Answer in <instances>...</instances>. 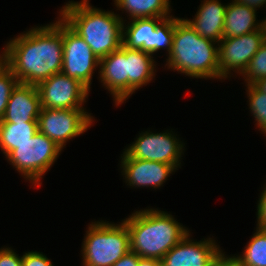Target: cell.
Wrapping results in <instances>:
<instances>
[{
  "instance_id": "6da1fadb",
  "label": "cell",
  "mask_w": 266,
  "mask_h": 266,
  "mask_svg": "<svg viewBox=\"0 0 266 266\" xmlns=\"http://www.w3.org/2000/svg\"><path fill=\"white\" fill-rule=\"evenodd\" d=\"M63 20L31 29L10 40L4 64L19 83L37 85L62 70Z\"/></svg>"
},
{
  "instance_id": "7a4b0ae2",
  "label": "cell",
  "mask_w": 266,
  "mask_h": 266,
  "mask_svg": "<svg viewBox=\"0 0 266 266\" xmlns=\"http://www.w3.org/2000/svg\"><path fill=\"white\" fill-rule=\"evenodd\" d=\"M62 9V20L84 39L99 59L123 44L124 22L114 12L92 8L88 0L71 1Z\"/></svg>"
},
{
  "instance_id": "3957f363",
  "label": "cell",
  "mask_w": 266,
  "mask_h": 266,
  "mask_svg": "<svg viewBox=\"0 0 266 266\" xmlns=\"http://www.w3.org/2000/svg\"><path fill=\"white\" fill-rule=\"evenodd\" d=\"M123 222L129 232L130 251L143 258L161 260L189 233L172 215L155 209L136 211Z\"/></svg>"
},
{
  "instance_id": "277c9868",
  "label": "cell",
  "mask_w": 266,
  "mask_h": 266,
  "mask_svg": "<svg viewBox=\"0 0 266 266\" xmlns=\"http://www.w3.org/2000/svg\"><path fill=\"white\" fill-rule=\"evenodd\" d=\"M200 36L189 24L175 18L168 68L195 78H222L219 74L218 47Z\"/></svg>"
},
{
  "instance_id": "5b68a950",
  "label": "cell",
  "mask_w": 266,
  "mask_h": 266,
  "mask_svg": "<svg viewBox=\"0 0 266 266\" xmlns=\"http://www.w3.org/2000/svg\"><path fill=\"white\" fill-rule=\"evenodd\" d=\"M82 248L83 266H112L130 251L126 224L92 222Z\"/></svg>"
},
{
  "instance_id": "8992f818",
  "label": "cell",
  "mask_w": 266,
  "mask_h": 266,
  "mask_svg": "<svg viewBox=\"0 0 266 266\" xmlns=\"http://www.w3.org/2000/svg\"><path fill=\"white\" fill-rule=\"evenodd\" d=\"M61 150L54 141L38 131L33 138L17 145L7 158L18 172L40 186L41 176L52 166Z\"/></svg>"
},
{
  "instance_id": "52a82bcc",
  "label": "cell",
  "mask_w": 266,
  "mask_h": 266,
  "mask_svg": "<svg viewBox=\"0 0 266 266\" xmlns=\"http://www.w3.org/2000/svg\"><path fill=\"white\" fill-rule=\"evenodd\" d=\"M175 28V18L133 19L123 27V45L130 49H141L151 55L166 47L170 53ZM126 31V32H125Z\"/></svg>"
},
{
  "instance_id": "ba28073f",
  "label": "cell",
  "mask_w": 266,
  "mask_h": 266,
  "mask_svg": "<svg viewBox=\"0 0 266 266\" xmlns=\"http://www.w3.org/2000/svg\"><path fill=\"white\" fill-rule=\"evenodd\" d=\"M92 118L84 109L41 108L37 119L38 131L62 149L66 141L84 133L90 127Z\"/></svg>"
},
{
  "instance_id": "9c48e42d",
  "label": "cell",
  "mask_w": 266,
  "mask_h": 266,
  "mask_svg": "<svg viewBox=\"0 0 266 266\" xmlns=\"http://www.w3.org/2000/svg\"><path fill=\"white\" fill-rule=\"evenodd\" d=\"M41 108L82 109L89 89L78 79L59 72L36 85Z\"/></svg>"
},
{
  "instance_id": "30bf717a",
  "label": "cell",
  "mask_w": 266,
  "mask_h": 266,
  "mask_svg": "<svg viewBox=\"0 0 266 266\" xmlns=\"http://www.w3.org/2000/svg\"><path fill=\"white\" fill-rule=\"evenodd\" d=\"M100 59L89 45L63 21V62L61 72L78 79L88 89Z\"/></svg>"
},
{
  "instance_id": "8fae6325",
  "label": "cell",
  "mask_w": 266,
  "mask_h": 266,
  "mask_svg": "<svg viewBox=\"0 0 266 266\" xmlns=\"http://www.w3.org/2000/svg\"><path fill=\"white\" fill-rule=\"evenodd\" d=\"M265 39V25L259 30L242 36L223 38L218 45L220 76L227 78L229 71L233 69L242 74Z\"/></svg>"
},
{
  "instance_id": "7c38bea8",
  "label": "cell",
  "mask_w": 266,
  "mask_h": 266,
  "mask_svg": "<svg viewBox=\"0 0 266 266\" xmlns=\"http://www.w3.org/2000/svg\"><path fill=\"white\" fill-rule=\"evenodd\" d=\"M171 133L140 134L125 152L132 158L179 166L183 145Z\"/></svg>"
},
{
  "instance_id": "4fadbf2b",
  "label": "cell",
  "mask_w": 266,
  "mask_h": 266,
  "mask_svg": "<svg viewBox=\"0 0 266 266\" xmlns=\"http://www.w3.org/2000/svg\"><path fill=\"white\" fill-rule=\"evenodd\" d=\"M189 233L160 260L161 266H214L223 256L219 247L209 240L192 242Z\"/></svg>"
},
{
  "instance_id": "5bb4252c",
  "label": "cell",
  "mask_w": 266,
  "mask_h": 266,
  "mask_svg": "<svg viewBox=\"0 0 266 266\" xmlns=\"http://www.w3.org/2000/svg\"><path fill=\"white\" fill-rule=\"evenodd\" d=\"M121 158L123 175L130 186L160 187L176 169L171 164L132 158L125 151Z\"/></svg>"
},
{
  "instance_id": "9a60e30c",
  "label": "cell",
  "mask_w": 266,
  "mask_h": 266,
  "mask_svg": "<svg viewBox=\"0 0 266 266\" xmlns=\"http://www.w3.org/2000/svg\"><path fill=\"white\" fill-rule=\"evenodd\" d=\"M41 110L36 85L18 83L12 90L0 122H37Z\"/></svg>"
},
{
  "instance_id": "2e32d148",
  "label": "cell",
  "mask_w": 266,
  "mask_h": 266,
  "mask_svg": "<svg viewBox=\"0 0 266 266\" xmlns=\"http://www.w3.org/2000/svg\"><path fill=\"white\" fill-rule=\"evenodd\" d=\"M100 78L119 105L127 99V47L121 45L116 51L100 59Z\"/></svg>"
},
{
  "instance_id": "e0dca14e",
  "label": "cell",
  "mask_w": 266,
  "mask_h": 266,
  "mask_svg": "<svg viewBox=\"0 0 266 266\" xmlns=\"http://www.w3.org/2000/svg\"><path fill=\"white\" fill-rule=\"evenodd\" d=\"M226 5L218 0H204L195 19H184L200 36L219 43L223 39Z\"/></svg>"
},
{
  "instance_id": "ac0fdd59",
  "label": "cell",
  "mask_w": 266,
  "mask_h": 266,
  "mask_svg": "<svg viewBox=\"0 0 266 266\" xmlns=\"http://www.w3.org/2000/svg\"><path fill=\"white\" fill-rule=\"evenodd\" d=\"M264 26V21L256 23V10L236 1L226 5L223 38H232L254 32Z\"/></svg>"
},
{
  "instance_id": "d6986e66",
  "label": "cell",
  "mask_w": 266,
  "mask_h": 266,
  "mask_svg": "<svg viewBox=\"0 0 266 266\" xmlns=\"http://www.w3.org/2000/svg\"><path fill=\"white\" fill-rule=\"evenodd\" d=\"M152 55L141 49L127 48V99L130 94L147 84L154 76Z\"/></svg>"
},
{
  "instance_id": "ffe728a7",
  "label": "cell",
  "mask_w": 266,
  "mask_h": 266,
  "mask_svg": "<svg viewBox=\"0 0 266 266\" xmlns=\"http://www.w3.org/2000/svg\"><path fill=\"white\" fill-rule=\"evenodd\" d=\"M37 132V122H0V148L7 157L17 145L27 142Z\"/></svg>"
},
{
  "instance_id": "44dd1931",
  "label": "cell",
  "mask_w": 266,
  "mask_h": 266,
  "mask_svg": "<svg viewBox=\"0 0 266 266\" xmlns=\"http://www.w3.org/2000/svg\"><path fill=\"white\" fill-rule=\"evenodd\" d=\"M115 4L129 12L132 19L170 17L169 0H115Z\"/></svg>"
},
{
  "instance_id": "7402d4cb",
  "label": "cell",
  "mask_w": 266,
  "mask_h": 266,
  "mask_svg": "<svg viewBox=\"0 0 266 266\" xmlns=\"http://www.w3.org/2000/svg\"><path fill=\"white\" fill-rule=\"evenodd\" d=\"M256 231L243 255L231 257L239 266H266V230L257 227Z\"/></svg>"
},
{
  "instance_id": "603a6c76",
  "label": "cell",
  "mask_w": 266,
  "mask_h": 266,
  "mask_svg": "<svg viewBox=\"0 0 266 266\" xmlns=\"http://www.w3.org/2000/svg\"><path fill=\"white\" fill-rule=\"evenodd\" d=\"M242 74L246 78L247 85H254L260 79L266 77V39L251 58Z\"/></svg>"
},
{
  "instance_id": "cb8c5ba5",
  "label": "cell",
  "mask_w": 266,
  "mask_h": 266,
  "mask_svg": "<svg viewBox=\"0 0 266 266\" xmlns=\"http://www.w3.org/2000/svg\"><path fill=\"white\" fill-rule=\"evenodd\" d=\"M250 109L257 121L258 127L266 134V93L255 85H247Z\"/></svg>"
},
{
  "instance_id": "d4e9b609",
  "label": "cell",
  "mask_w": 266,
  "mask_h": 266,
  "mask_svg": "<svg viewBox=\"0 0 266 266\" xmlns=\"http://www.w3.org/2000/svg\"><path fill=\"white\" fill-rule=\"evenodd\" d=\"M18 83L13 72L3 64L0 68V120L4 116L11 92Z\"/></svg>"
},
{
  "instance_id": "484cf974",
  "label": "cell",
  "mask_w": 266,
  "mask_h": 266,
  "mask_svg": "<svg viewBox=\"0 0 266 266\" xmlns=\"http://www.w3.org/2000/svg\"><path fill=\"white\" fill-rule=\"evenodd\" d=\"M22 266H53L51 261L39 252H27L23 255Z\"/></svg>"
},
{
  "instance_id": "4316f807",
  "label": "cell",
  "mask_w": 266,
  "mask_h": 266,
  "mask_svg": "<svg viewBox=\"0 0 266 266\" xmlns=\"http://www.w3.org/2000/svg\"><path fill=\"white\" fill-rule=\"evenodd\" d=\"M22 259L10 248L0 250V266H22Z\"/></svg>"
},
{
  "instance_id": "83f0119b",
  "label": "cell",
  "mask_w": 266,
  "mask_h": 266,
  "mask_svg": "<svg viewBox=\"0 0 266 266\" xmlns=\"http://www.w3.org/2000/svg\"><path fill=\"white\" fill-rule=\"evenodd\" d=\"M257 217L258 224L257 226L260 229L266 230V187L264 188L257 207Z\"/></svg>"
},
{
  "instance_id": "f1b7e54d",
  "label": "cell",
  "mask_w": 266,
  "mask_h": 266,
  "mask_svg": "<svg viewBox=\"0 0 266 266\" xmlns=\"http://www.w3.org/2000/svg\"><path fill=\"white\" fill-rule=\"evenodd\" d=\"M139 258L140 257L136 253L129 251L112 266H137Z\"/></svg>"
},
{
  "instance_id": "f546056e",
  "label": "cell",
  "mask_w": 266,
  "mask_h": 266,
  "mask_svg": "<svg viewBox=\"0 0 266 266\" xmlns=\"http://www.w3.org/2000/svg\"><path fill=\"white\" fill-rule=\"evenodd\" d=\"M240 5H246L249 8L255 9L257 7L260 8V6H263V4L266 5V0H234Z\"/></svg>"
},
{
  "instance_id": "4dcf8cb0",
  "label": "cell",
  "mask_w": 266,
  "mask_h": 266,
  "mask_svg": "<svg viewBox=\"0 0 266 266\" xmlns=\"http://www.w3.org/2000/svg\"><path fill=\"white\" fill-rule=\"evenodd\" d=\"M137 266H161V261L153 258L140 257Z\"/></svg>"
},
{
  "instance_id": "1f68e13d",
  "label": "cell",
  "mask_w": 266,
  "mask_h": 266,
  "mask_svg": "<svg viewBox=\"0 0 266 266\" xmlns=\"http://www.w3.org/2000/svg\"><path fill=\"white\" fill-rule=\"evenodd\" d=\"M214 266H239L231 257L223 256L214 264Z\"/></svg>"
},
{
  "instance_id": "d6a6232c",
  "label": "cell",
  "mask_w": 266,
  "mask_h": 266,
  "mask_svg": "<svg viewBox=\"0 0 266 266\" xmlns=\"http://www.w3.org/2000/svg\"><path fill=\"white\" fill-rule=\"evenodd\" d=\"M259 90L263 93H266V77L260 79L258 82L254 84Z\"/></svg>"
},
{
  "instance_id": "836d02e7",
  "label": "cell",
  "mask_w": 266,
  "mask_h": 266,
  "mask_svg": "<svg viewBox=\"0 0 266 266\" xmlns=\"http://www.w3.org/2000/svg\"><path fill=\"white\" fill-rule=\"evenodd\" d=\"M4 64V53H3V55L1 56L0 55V68H1V66Z\"/></svg>"
}]
</instances>
